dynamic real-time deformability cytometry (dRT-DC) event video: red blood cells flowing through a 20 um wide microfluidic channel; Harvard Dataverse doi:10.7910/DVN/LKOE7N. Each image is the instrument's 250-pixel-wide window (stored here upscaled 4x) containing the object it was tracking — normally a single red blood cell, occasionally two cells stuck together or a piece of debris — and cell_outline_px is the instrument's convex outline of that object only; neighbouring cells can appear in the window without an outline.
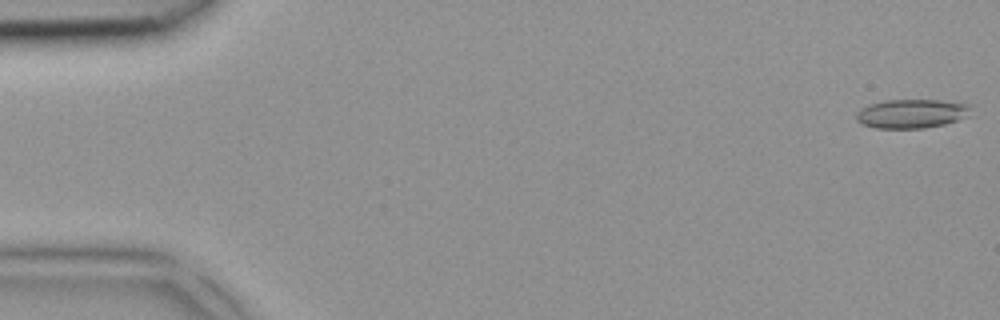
{"species": "common noctule bat (a hibernating species)", "species_latin": "Nyctalus noctula", "temperature_condition": "room temperature", "stored_images_in_passage": 4, "camera_frame_rate_fps": 3000, "um_per_image_px": 0.085, "animal": {"sex": "female", "body_mass_g": 18.4}, "frame": {"image": 1, "passage_image": 1, "time_ms": 0.0, "image_size_px": [1000, 320], "cell_outline_px": [[972, 104], [968, 116], [944, 124], [924, 128], [876, 128], [860, 124], [856, 120], [856, 112], [860, 108], [868, 104], [884, 100], [940, 100]], "centroid_in_image_um": [77.45, 9.65], "position_along_channel_um": 7.5, "area_um2": 19.54}}
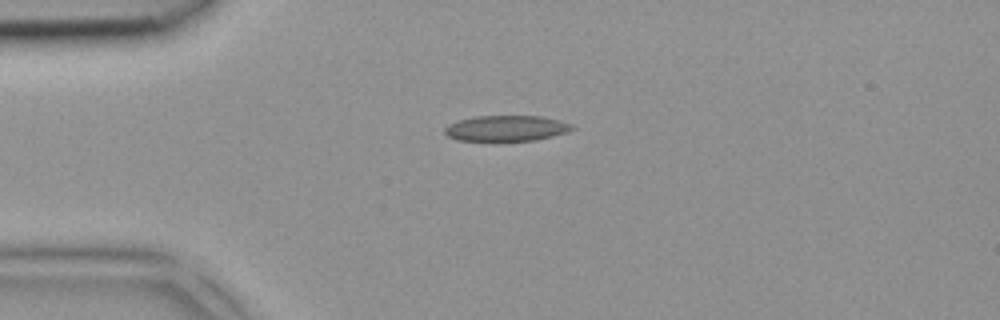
{"frame": {"image": 2, "passage_image": 4, "time_ms": 1.0, "image_size_px": [1000, 320], "cell_outline_px": [[576, 128], [568, 132], [536, 140], [492, 144], [456, 140], [448, 136], [444, 132], [444, 128], [448, 124], [460, 120], [476, 116], [540, 116], [572, 124]], "centroid_in_image_um": [42.98, 10.96], "position_along_channel_um": 42.0, "area_um2": 20.0}}